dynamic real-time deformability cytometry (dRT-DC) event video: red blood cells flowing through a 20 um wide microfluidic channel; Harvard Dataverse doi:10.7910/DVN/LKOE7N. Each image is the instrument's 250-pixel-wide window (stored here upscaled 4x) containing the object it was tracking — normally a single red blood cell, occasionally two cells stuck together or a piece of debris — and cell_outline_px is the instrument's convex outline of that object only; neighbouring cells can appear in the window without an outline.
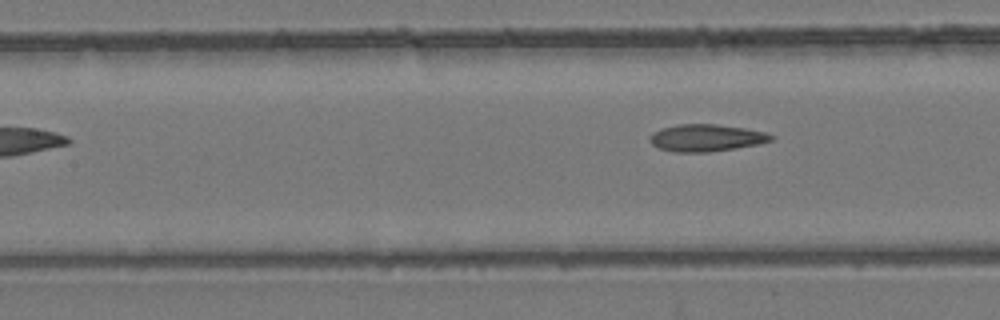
{"species": "common noctule bat (a hibernating species)", "species_latin": "Nyctalus noctula", "temperature_condition": "room temperature", "stored_images_in_passage": 7, "camera_frame_rate_fps": 3000, "um_per_image_px": 0.085, "animal": {"sex": "female", "body_mass_g": 24.6, "forearm_length_mm": 56.2}, "frame": {"image": 1, "passage_image": 7, "time_ms": 2.0, "image_size_px": [1000, 320], "cell_outline_px": [[776, 140], [760, 144], [736, 148], [708, 152], [672, 152], [660, 148], [652, 144], [648, 140], [648, 136], [652, 132], [660, 128], [676, 124], [716, 124], [744, 128], [764, 132], [776, 136]], "centroid_in_image_um": [60.03, 11.71], "position_along_channel_um": 147.4, "area_um2": 19.48}}